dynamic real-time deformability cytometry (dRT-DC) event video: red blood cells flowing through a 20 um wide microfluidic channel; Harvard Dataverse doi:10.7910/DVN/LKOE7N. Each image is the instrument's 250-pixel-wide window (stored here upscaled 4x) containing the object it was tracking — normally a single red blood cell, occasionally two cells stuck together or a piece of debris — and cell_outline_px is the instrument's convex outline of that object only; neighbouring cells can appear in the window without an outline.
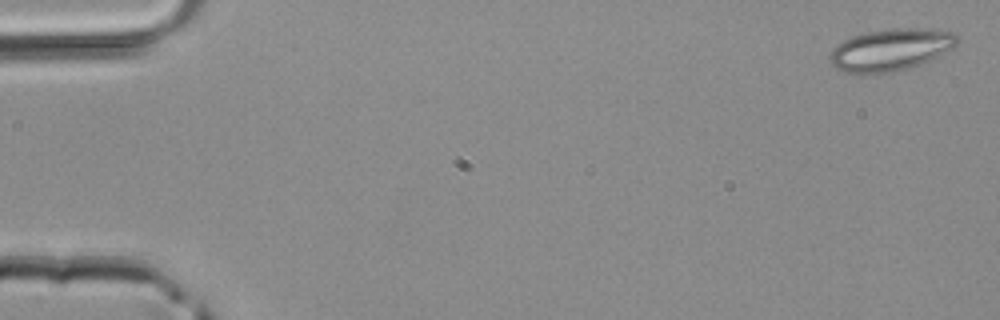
{"species": "common noctule bat (a hibernating species)", "species_latin": "Nyctalus noctula", "temperature_condition": "room temperature", "stored_images_in_passage": 45, "camera_frame_rate_fps": 3000, "um_per_image_px": 0.085, "animal": {"sex": "male", "body_mass_g": 20.4}, "frame": {"image": 1, "passage_image": 1, "time_ms": 0.0, "image_size_px": [1000, 320], "cell_outline_px": [[960, 44], [924, 64], [912, 68], [896, 72], [864, 76], [860, 76], [844, 72], [836, 68], [828, 60], [828, 56], [832, 48], [836, 44], [852, 36], [868, 32], [896, 28], [920, 28], [956, 32], [960, 36]], "centroid_in_image_um": [75.72, 4.27], "position_along_channel_um": 9.3, "area_um2": 32.37}}
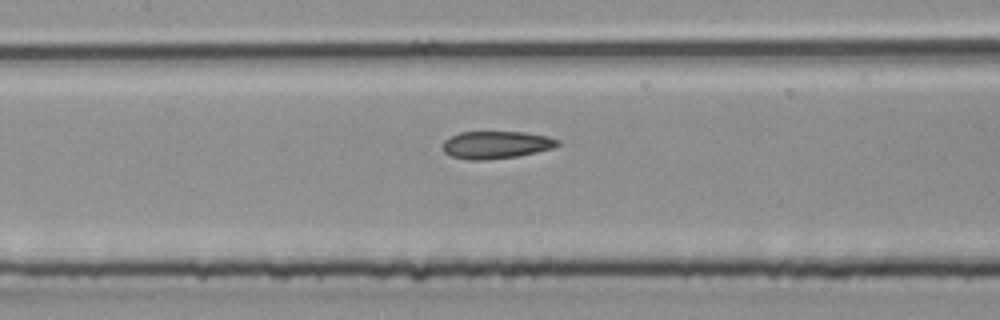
{"frame": {"image": 2, "passage_image": 21, "time_ms": 6.667, "image_size_px": [1000, 320], "cell_outline_px": [[560, 144], [552, 148], [536, 152], [516, 156], [488, 160], [468, 160], [452, 156], [444, 152], [444, 140], [460, 132], [524, 132], [548, 136], [560, 140]], "centroid_in_image_um": [42.19, 12.31], "position_along_channel_um": 165.2, "area_um2": 18.32}}
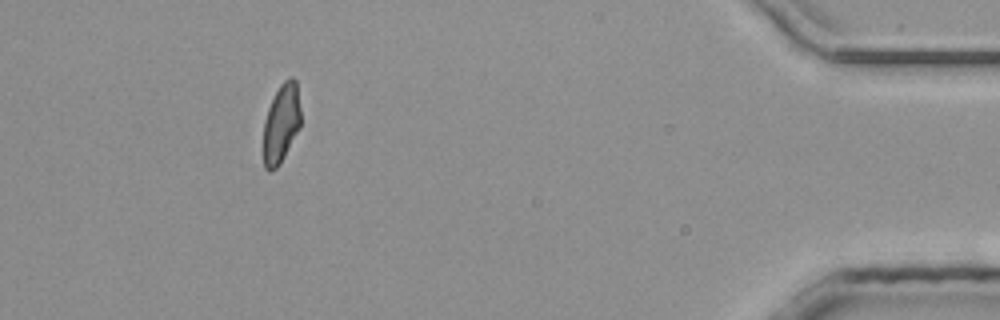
{"frame": {"image": 3, "passage_image": 41, "time_ms": 13.333, "image_size_px": [1000, 320], "cell_outline_px": [[300, 128], [280, 164], [272, 172], [268, 172], [264, 168], [264, 120], [268, 108], [280, 84], [288, 76], [292, 76], [296, 80], [300, 108]], "centroid_in_image_um": [23.91, 10.5], "position_along_channel_um": 411.3, "area_um2": 17.28}}